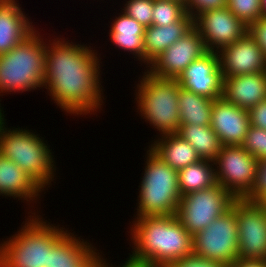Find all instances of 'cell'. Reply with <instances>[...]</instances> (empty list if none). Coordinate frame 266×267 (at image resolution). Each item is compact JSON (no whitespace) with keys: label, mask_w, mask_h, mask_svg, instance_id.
Returning <instances> with one entry per match:
<instances>
[{"label":"cell","mask_w":266,"mask_h":267,"mask_svg":"<svg viewBox=\"0 0 266 267\" xmlns=\"http://www.w3.org/2000/svg\"><path fill=\"white\" fill-rule=\"evenodd\" d=\"M58 32H46L43 92L52 105H57L66 116H73V120L95 115L98 118L102 111L105 113L107 103L102 78L106 64L101 61L106 54L102 50L100 53L103 48L97 47L96 42L83 43L75 37L70 40Z\"/></svg>","instance_id":"cell-1"},{"label":"cell","mask_w":266,"mask_h":267,"mask_svg":"<svg viewBox=\"0 0 266 267\" xmlns=\"http://www.w3.org/2000/svg\"><path fill=\"white\" fill-rule=\"evenodd\" d=\"M126 238L131 248L126 263L142 267H167L193 254L192 235L175 215L131 219ZM130 243V244H129Z\"/></svg>","instance_id":"cell-2"},{"label":"cell","mask_w":266,"mask_h":267,"mask_svg":"<svg viewBox=\"0 0 266 267\" xmlns=\"http://www.w3.org/2000/svg\"><path fill=\"white\" fill-rule=\"evenodd\" d=\"M44 215L25 214L22 218L25 221L13 235L0 238V267H47L49 251L70 231V227L63 225L64 220L52 223Z\"/></svg>","instance_id":"cell-3"},{"label":"cell","mask_w":266,"mask_h":267,"mask_svg":"<svg viewBox=\"0 0 266 267\" xmlns=\"http://www.w3.org/2000/svg\"><path fill=\"white\" fill-rule=\"evenodd\" d=\"M8 124L6 120L0 127V153L15 162L46 192L50 193L49 189L56 188L57 179H61L57 176L61 174L57 167L59 162H56L58 156H55L54 146L52 147L49 144L50 141L45 140V135L35 129L19 125H17L18 128L10 127Z\"/></svg>","instance_id":"cell-4"},{"label":"cell","mask_w":266,"mask_h":267,"mask_svg":"<svg viewBox=\"0 0 266 267\" xmlns=\"http://www.w3.org/2000/svg\"><path fill=\"white\" fill-rule=\"evenodd\" d=\"M138 74L132 85L134 100L133 110L155 130L154 138L165 134L178 133L180 112L178 107L179 91L182 87L177 79L154 77L144 69ZM138 112V113H137ZM158 131V132H157Z\"/></svg>","instance_id":"cell-5"},{"label":"cell","mask_w":266,"mask_h":267,"mask_svg":"<svg viewBox=\"0 0 266 267\" xmlns=\"http://www.w3.org/2000/svg\"><path fill=\"white\" fill-rule=\"evenodd\" d=\"M37 28L10 51L0 54V99L26 92H43L45 35ZM40 31V32H39Z\"/></svg>","instance_id":"cell-6"},{"label":"cell","mask_w":266,"mask_h":267,"mask_svg":"<svg viewBox=\"0 0 266 267\" xmlns=\"http://www.w3.org/2000/svg\"><path fill=\"white\" fill-rule=\"evenodd\" d=\"M132 218L175 215L181 199L178 171L163 162L147 146ZM136 210V211H135Z\"/></svg>","instance_id":"cell-7"},{"label":"cell","mask_w":266,"mask_h":267,"mask_svg":"<svg viewBox=\"0 0 266 267\" xmlns=\"http://www.w3.org/2000/svg\"><path fill=\"white\" fill-rule=\"evenodd\" d=\"M236 198L219 183L181 196L176 218L193 236L227 212Z\"/></svg>","instance_id":"cell-8"},{"label":"cell","mask_w":266,"mask_h":267,"mask_svg":"<svg viewBox=\"0 0 266 267\" xmlns=\"http://www.w3.org/2000/svg\"><path fill=\"white\" fill-rule=\"evenodd\" d=\"M193 254L228 267L238 259V220L230 208L193 236Z\"/></svg>","instance_id":"cell-9"},{"label":"cell","mask_w":266,"mask_h":267,"mask_svg":"<svg viewBox=\"0 0 266 267\" xmlns=\"http://www.w3.org/2000/svg\"><path fill=\"white\" fill-rule=\"evenodd\" d=\"M231 208L238 220V258L266 260V207L236 198Z\"/></svg>","instance_id":"cell-10"},{"label":"cell","mask_w":266,"mask_h":267,"mask_svg":"<svg viewBox=\"0 0 266 267\" xmlns=\"http://www.w3.org/2000/svg\"><path fill=\"white\" fill-rule=\"evenodd\" d=\"M214 166L216 183L242 198L254 183L258 160L241 145L222 146Z\"/></svg>","instance_id":"cell-11"},{"label":"cell","mask_w":266,"mask_h":267,"mask_svg":"<svg viewBox=\"0 0 266 267\" xmlns=\"http://www.w3.org/2000/svg\"><path fill=\"white\" fill-rule=\"evenodd\" d=\"M207 52L199 31L193 27L155 58L145 70L154 77L178 79L193 61Z\"/></svg>","instance_id":"cell-12"},{"label":"cell","mask_w":266,"mask_h":267,"mask_svg":"<svg viewBox=\"0 0 266 267\" xmlns=\"http://www.w3.org/2000/svg\"><path fill=\"white\" fill-rule=\"evenodd\" d=\"M207 51L218 52L248 32L246 26L228 7L205 11L194 19Z\"/></svg>","instance_id":"cell-13"},{"label":"cell","mask_w":266,"mask_h":267,"mask_svg":"<svg viewBox=\"0 0 266 267\" xmlns=\"http://www.w3.org/2000/svg\"><path fill=\"white\" fill-rule=\"evenodd\" d=\"M45 193L46 191L32 177L0 153V196L2 199L9 198V200L14 199L16 202L24 203L26 207L23 204L21 208H26V211L24 210L26 215L43 214V208H40Z\"/></svg>","instance_id":"cell-14"},{"label":"cell","mask_w":266,"mask_h":267,"mask_svg":"<svg viewBox=\"0 0 266 267\" xmlns=\"http://www.w3.org/2000/svg\"><path fill=\"white\" fill-rule=\"evenodd\" d=\"M70 229L49 251L47 267H99L108 253L104 254L97 242L94 244L90 238H85L78 231L76 234L74 228Z\"/></svg>","instance_id":"cell-15"},{"label":"cell","mask_w":266,"mask_h":267,"mask_svg":"<svg viewBox=\"0 0 266 267\" xmlns=\"http://www.w3.org/2000/svg\"><path fill=\"white\" fill-rule=\"evenodd\" d=\"M217 53L223 78L266 72V57L248 32Z\"/></svg>","instance_id":"cell-16"},{"label":"cell","mask_w":266,"mask_h":267,"mask_svg":"<svg viewBox=\"0 0 266 267\" xmlns=\"http://www.w3.org/2000/svg\"><path fill=\"white\" fill-rule=\"evenodd\" d=\"M186 90L216 100L222 96L223 76L217 52L208 51L193 61L177 79Z\"/></svg>","instance_id":"cell-17"},{"label":"cell","mask_w":266,"mask_h":267,"mask_svg":"<svg viewBox=\"0 0 266 267\" xmlns=\"http://www.w3.org/2000/svg\"><path fill=\"white\" fill-rule=\"evenodd\" d=\"M116 9L115 7L116 12H113V16H109V24H105L107 28H110H108L106 36H109L107 38V40L109 39L108 42L111 43L109 45L115 46V51L117 48L118 51L122 50L121 53L124 52L125 56L126 54L130 55L129 57L134 58V61L140 64L138 66L142 68V66L144 67V34L146 28L119 8Z\"/></svg>","instance_id":"cell-18"},{"label":"cell","mask_w":266,"mask_h":267,"mask_svg":"<svg viewBox=\"0 0 266 267\" xmlns=\"http://www.w3.org/2000/svg\"><path fill=\"white\" fill-rule=\"evenodd\" d=\"M211 128L218 135L222 146L242 145L250 126L248 110L225 101H213Z\"/></svg>","instance_id":"cell-19"},{"label":"cell","mask_w":266,"mask_h":267,"mask_svg":"<svg viewBox=\"0 0 266 267\" xmlns=\"http://www.w3.org/2000/svg\"><path fill=\"white\" fill-rule=\"evenodd\" d=\"M25 10L19 0H0V54L10 51L42 27Z\"/></svg>","instance_id":"cell-20"},{"label":"cell","mask_w":266,"mask_h":267,"mask_svg":"<svg viewBox=\"0 0 266 267\" xmlns=\"http://www.w3.org/2000/svg\"><path fill=\"white\" fill-rule=\"evenodd\" d=\"M221 97L229 103L249 110L266 99V72L223 78Z\"/></svg>","instance_id":"cell-21"},{"label":"cell","mask_w":266,"mask_h":267,"mask_svg":"<svg viewBox=\"0 0 266 267\" xmlns=\"http://www.w3.org/2000/svg\"><path fill=\"white\" fill-rule=\"evenodd\" d=\"M194 27V19L187 13L177 22L168 26L151 25L144 34V68L167 48L182 38Z\"/></svg>","instance_id":"cell-22"},{"label":"cell","mask_w":266,"mask_h":267,"mask_svg":"<svg viewBox=\"0 0 266 267\" xmlns=\"http://www.w3.org/2000/svg\"><path fill=\"white\" fill-rule=\"evenodd\" d=\"M151 139L147 147L177 171L201 160L194 147L177 133Z\"/></svg>","instance_id":"cell-23"},{"label":"cell","mask_w":266,"mask_h":267,"mask_svg":"<svg viewBox=\"0 0 266 267\" xmlns=\"http://www.w3.org/2000/svg\"><path fill=\"white\" fill-rule=\"evenodd\" d=\"M213 101V99L181 87L178 97L180 125H210Z\"/></svg>","instance_id":"cell-24"},{"label":"cell","mask_w":266,"mask_h":267,"mask_svg":"<svg viewBox=\"0 0 266 267\" xmlns=\"http://www.w3.org/2000/svg\"><path fill=\"white\" fill-rule=\"evenodd\" d=\"M216 184L214 161L201 159L197 163L178 170V186L181 196L207 189Z\"/></svg>","instance_id":"cell-25"},{"label":"cell","mask_w":266,"mask_h":267,"mask_svg":"<svg viewBox=\"0 0 266 267\" xmlns=\"http://www.w3.org/2000/svg\"><path fill=\"white\" fill-rule=\"evenodd\" d=\"M177 134L194 147L201 159L214 161L222 147L218 135L210 125H180Z\"/></svg>","instance_id":"cell-26"},{"label":"cell","mask_w":266,"mask_h":267,"mask_svg":"<svg viewBox=\"0 0 266 267\" xmlns=\"http://www.w3.org/2000/svg\"><path fill=\"white\" fill-rule=\"evenodd\" d=\"M152 12V25L155 26H168L186 14L184 2L177 0H154Z\"/></svg>","instance_id":"cell-27"},{"label":"cell","mask_w":266,"mask_h":267,"mask_svg":"<svg viewBox=\"0 0 266 267\" xmlns=\"http://www.w3.org/2000/svg\"><path fill=\"white\" fill-rule=\"evenodd\" d=\"M118 4L119 9L126 15L135 19L145 28L152 25L154 0H123ZM124 2V3H123Z\"/></svg>","instance_id":"cell-28"},{"label":"cell","mask_w":266,"mask_h":267,"mask_svg":"<svg viewBox=\"0 0 266 267\" xmlns=\"http://www.w3.org/2000/svg\"><path fill=\"white\" fill-rule=\"evenodd\" d=\"M227 7L248 27L262 16L260 0H228Z\"/></svg>","instance_id":"cell-29"},{"label":"cell","mask_w":266,"mask_h":267,"mask_svg":"<svg viewBox=\"0 0 266 267\" xmlns=\"http://www.w3.org/2000/svg\"><path fill=\"white\" fill-rule=\"evenodd\" d=\"M258 161L266 158V130L249 126L245 140L241 145Z\"/></svg>","instance_id":"cell-30"},{"label":"cell","mask_w":266,"mask_h":267,"mask_svg":"<svg viewBox=\"0 0 266 267\" xmlns=\"http://www.w3.org/2000/svg\"><path fill=\"white\" fill-rule=\"evenodd\" d=\"M266 198V158L258 161L256 176L250 190L242 197L250 202H262Z\"/></svg>","instance_id":"cell-31"},{"label":"cell","mask_w":266,"mask_h":267,"mask_svg":"<svg viewBox=\"0 0 266 267\" xmlns=\"http://www.w3.org/2000/svg\"><path fill=\"white\" fill-rule=\"evenodd\" d=\"M228 0H184L186 13L195 19L199 14L227 6Z\"/></svg>","instance_id":"cell-32"},{"label":"cell","mask_w":266,"mask_h":267,"mask_svg":"<svg viewBox=\"0 0 266 267\" xmlns=\"http://www.w3.org/2000/svg\"><path fill=\"white\" fill-rule=\"evenodd\" d=\"M167 267H228L223 263L202 258L194 254L171 262Z\"/></svg>","instance_id":"cell-33"},{"label":"cell","mask_w":266,"mask_h":267,"mask_svg":"<svg viewBox=\"0 0 266 267\" xmlns=\"http://www.w3.org/2000/svg\"><path fill=\"white\" fill-rule=\"evenodd\" d=\"M248 33L255 39L266 57V17L261 16L248 27Z\"/></svg>","instance_id":"cell-34"},{"label":"cell","mask_w":266,"mask_h":267,"mask_svg":"<svg viewBox=\"0 0 266 267\" xmlns=\"http://www.w3.org/2000/svg\"><path fill=\"white\" fill-rule=\"evenodd\" d=\"M250 125L266 130V99L248 110Z\"/></svg>","instance_id":"cell-35"},{"label":"cell","mask_w":266,"mask_h":267,"mask_svg":"<svg viewBox=\"0 0 266 267\" xmlns=\"http://www.w3.org/2000/svg\"><path fill=\"white\" fill-rule=\"evenodd\" d=\"M229 267H266V260L236 259Z\"/></svg>","instance_id":"cell-36"},{"label":"cell","mask_w":266,"mask_h":267,"mask_svg":"<svg viewBox=\"0 0 266 267\" xmlns=\"http://www.w3.org/2000/svg\"><path fill=\"white\" fill-rule=\"evenodd\" d=\"M110 256H108V258L105 256L104 258H103V260L101 261V263H100V266L99 267H142V266H134V265H131V264H129V263H126L124 260H122L121 262H114V264H113V262H112V259H111V257L109 258ZM109 259H111V260H109ZM118 265H117V264ZM120 263V264H119Z\"/></svg>","instance_id":"cell-37"},{"label":"cell","mask_w":266,"mask_h":267,"mask_svg":"<svg viewBox=\"0 0 266 267\" xmlns=\"http://www.w3.org/2000/svg\"><path fill=\"white\" fill-rule=\"evenodd\" d=\"M1 99H0V127H1V125L7 120L5 117H6V115H7V113L6 114H4L6 111H4V104L2 105V103H1Z\"/></svg>","instance_id":"cell-38"},{"label":"cell","mask_w":266,"mask_h":267,"mask_svg":"<svg viewBox=\"0 0 266 267\" xmlns=\"http://www.w3.org/2000/svg\"><path fill=\"white\" fill-rule=\"evenodd\" d=\"M262 16L266 17V0H260Z\"/></svg>","instance_id":"cell-39"},{"label":"cell","mask_w":266,"mask_h":267,"mask_svg":"<svg viewBox=\"0 0 266 267\" xmlns=\"http://www.w3.org/2000/svg\"><path fill=\"white\" fill-rule=\"evenodd\" d=\"M261 203L266 207V198Z\"/></svg>","instance_id":"cell-40"},{"label":"cell","mask_w":266,"mask_h":267,"mask_svg":"<svg viewBox=\"0 0 266 267\" xmlns=\"http://www.w3.org/2000/svg\"><path fill=\"white\" fill-rule=\"evenodd\" d=\"M92 1H96V0H92ZM98 1H99V0H97V2H98ZM102 1H104V2L106 3L107 0H106V1H105V0H100L99 2H102Z\"/></svg>","instance_id":"cell-41"}]
</instances>
